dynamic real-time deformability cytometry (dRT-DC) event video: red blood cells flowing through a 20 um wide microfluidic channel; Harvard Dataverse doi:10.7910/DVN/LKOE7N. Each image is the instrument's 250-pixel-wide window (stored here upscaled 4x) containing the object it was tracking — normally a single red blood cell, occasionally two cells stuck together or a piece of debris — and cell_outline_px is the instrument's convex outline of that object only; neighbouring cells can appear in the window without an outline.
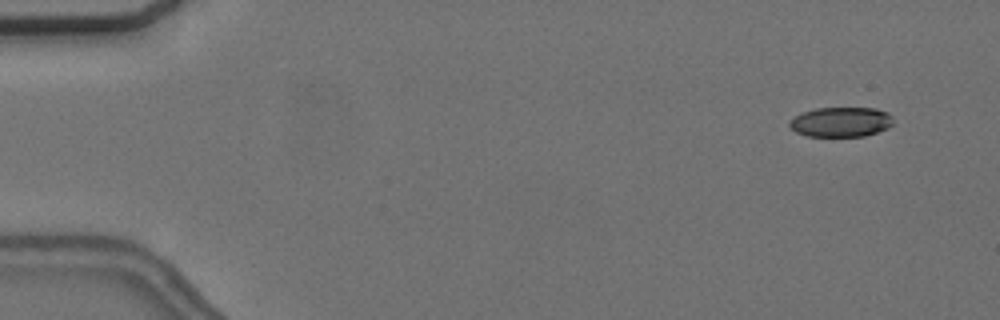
{"species": "common noctule bat (a hibernating species)", "species_latin": "Nyctalus noctula", "temperature_condition": "cold", "stored_images_in_passage": 5, "camera_frame_rate_fps": 3000, "um_per_image_px": 0.085, "animal": {"sex": "female", "body_mass_g": 24.6, "forearm_length_mm": 56.2}, "frame": {"image": 1, "passage_image": 2, "time_ms": 1.0, "image_size_px": [1000, 320], "cell_outline_px": [[892, 124], [888, 128], [864, 136], [808, 136], [796, 132], [788, 124], [788, 120], [804, 112], [816, 108], [876, 108], [888, 112], [892, 116]], "centroid_in_image_um": [71.49, 10.36], "position_along_channel_um": 13.5, "area_um2": 17.98}}